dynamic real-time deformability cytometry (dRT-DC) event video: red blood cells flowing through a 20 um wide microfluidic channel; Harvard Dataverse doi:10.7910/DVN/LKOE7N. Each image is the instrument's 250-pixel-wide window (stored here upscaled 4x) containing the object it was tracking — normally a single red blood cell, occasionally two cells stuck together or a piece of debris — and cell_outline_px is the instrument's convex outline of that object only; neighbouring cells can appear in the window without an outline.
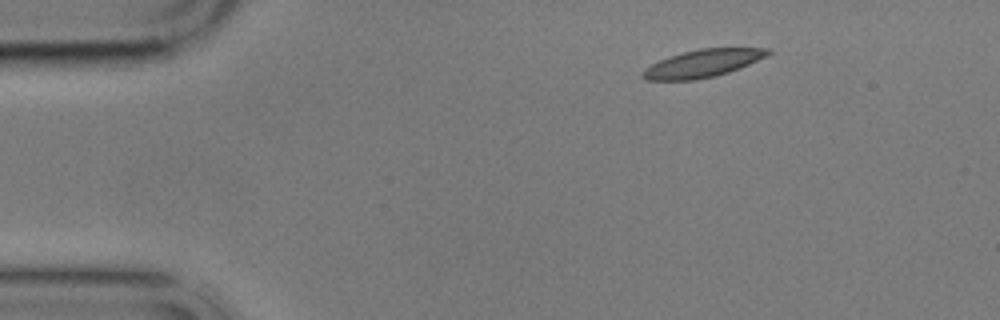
{"species": "common noctule bat (a hibernating species)", "species_latin": "Nyctalus noctula", "temperature_condition": "cold", "stored_images_in_passage": 2, "camera_frame_rate_fps": 3000, "um_per_image_px": 0.085, "animal": {"sex": "male", "body_mass_g": 17.9}, "frame": {"image": 1, "passage_image": 2, "time_ms": 2.0, "image_size_px": [1000, 320], "cell_outline_px": [[772, 52], [768, 56], [728, 72], [716, 76], [696, 80], [644, 80], [640, 76], [640, 72], [644, 68], [668, 56], [700, 48], [768, 48]], "centroid_in_image_um": [59.69, 5.39], "position_along_channel_um": 25.3, "area_um2": 20.23}}